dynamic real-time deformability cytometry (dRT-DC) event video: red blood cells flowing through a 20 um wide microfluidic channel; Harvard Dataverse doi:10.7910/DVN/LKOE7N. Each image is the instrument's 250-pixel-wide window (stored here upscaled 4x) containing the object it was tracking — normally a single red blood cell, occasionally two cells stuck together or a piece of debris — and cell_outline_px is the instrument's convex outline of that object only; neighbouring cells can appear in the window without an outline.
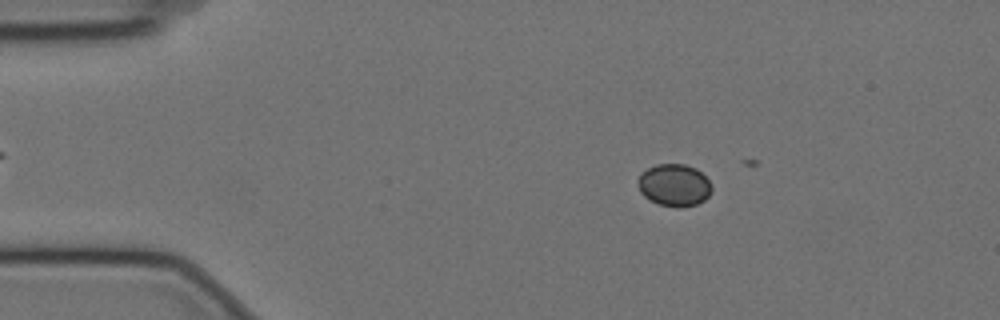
{"species": "Egyptian fruit bat (a non-hibernating species)", "species_latin": "Rousettus aegyptiacus", "temperature_condition": "cold", "stored_images_in_passage": 12, "camera_frame_rate_fps": 3000, "um_per_image_px": 0.085, "animal": {"sex": "female"}, "frame": {"image": 1, "passage_image": 10, "time_ms": 3.0, "image_size_px": [1000, 320], "cell_outline_px": [[712, 188], [708, 196], [704, 200], [696, 204], [680, 208], [676, 208], [660, 204], [644, 196], [640, 192], [640, 176], [648, 168], [656, 164], [684, 164], [696, 168], [708, 180]], "centroid_in_image_um": [57.34, 15.74], "position_along_channel_um": 27.7, "area_um2": 17.8}}